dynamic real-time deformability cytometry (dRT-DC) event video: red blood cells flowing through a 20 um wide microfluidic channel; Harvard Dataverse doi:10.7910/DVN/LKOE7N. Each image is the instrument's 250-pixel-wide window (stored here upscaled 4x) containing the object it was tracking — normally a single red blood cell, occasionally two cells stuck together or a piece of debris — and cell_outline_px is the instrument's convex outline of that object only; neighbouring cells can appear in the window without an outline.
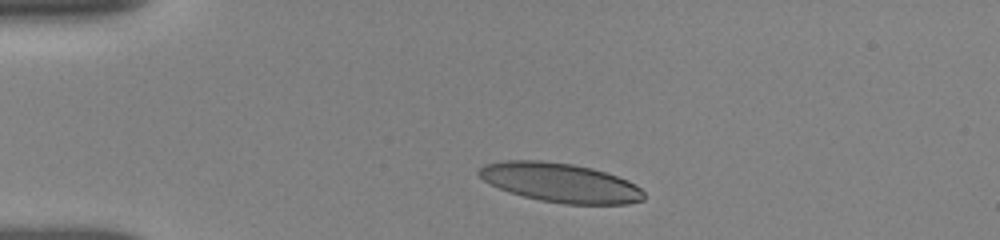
{"species": "human", "species_latin": "Homo sapiens", "temperature_condition": "room temperature", "stored_images_in_passage": 14, "camera_frame_rate_fps": 3000, "um_per_image_px": 0.085, "donor": {"sex": "female"}, "frame": {"image": 1, "passage_image": 3, "time_ms": 1.0, "image_size_px": [1000, 240], "cell_outline_px": [[644, 200], [628, 204], [564, 204], [540, 200], [508, 192], [484, 180], [476, 172], [484, 164], [504, 160], [540, 160], [572, 164], [592, 168], [628, 180], [636, 184], [644, 192]], "centroid_in_image_um": [47.63, 15.52], "position_along_channel_um": 37.4, "area_um2": 37.63}}
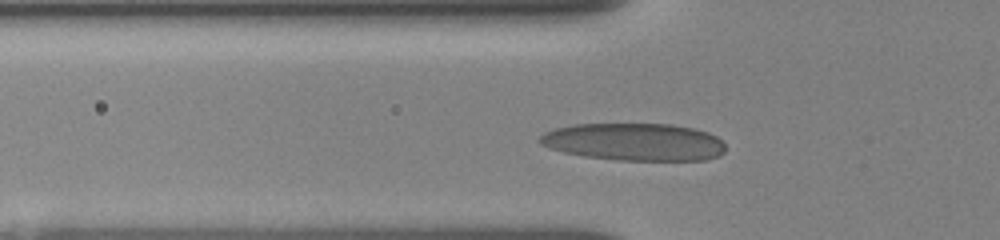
{"frame": {"image": 2, "passage_image": 9, "time_ms": 3.0, "image_size_px": [1000, 240], "cell_outline_px": [[724, 152], [720, 156], [708, 160], [620, 160], [584, 156], [564, 152], [548, 148], [540, 144], [536, 140], [544, 132], [556, 128], [572, 124], [672, 124], [692, 128], [708, 132], [716, 136], [724, 144]], "centroid_in_image_um": [53.89, 12.06], "position_along_channel_um": 71.9, "area_um2": 40.75}}
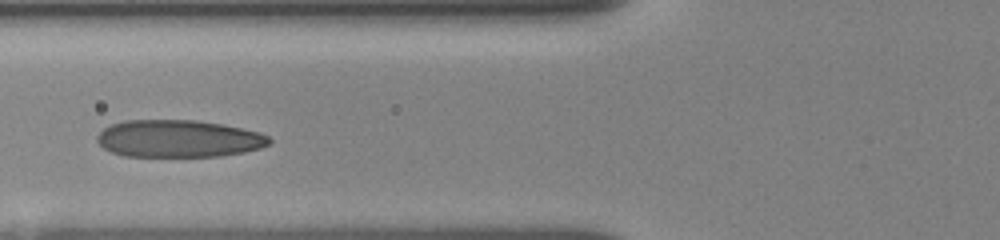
{"frame": {"image": 3, "passage_image": 13, "time_ms": 4.0, "image_size_px": [1000, 240], "cell_outline_px": [[272, 140], [268, 144], [260, 148], [244, 152], [220, 156], [124, 156], [112, 152], [104, 148], [96, 140], [96, 136], [108, 124], [124, 120], [196, 120], [224, 124], [260, 132], [268, 136]], "centroid_in_image_um": [15.16, 11.77], "position_along_channel_um": 110.6, "area_um2": 37.63}}